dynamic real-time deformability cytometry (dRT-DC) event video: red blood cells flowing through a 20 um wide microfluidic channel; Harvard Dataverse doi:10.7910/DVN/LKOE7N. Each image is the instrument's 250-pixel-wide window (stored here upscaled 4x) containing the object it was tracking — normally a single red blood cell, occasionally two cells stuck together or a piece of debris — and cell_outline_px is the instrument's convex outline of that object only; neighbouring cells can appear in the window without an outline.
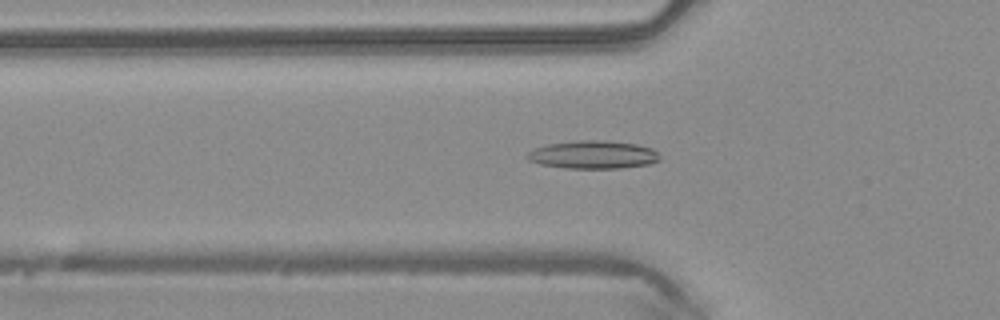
{"species": "common noctule bat (a hibernating species)", "species_latin": "Nyctalus noctula", "temperature_condition": "warm", "stored_images_in_passage": 48, "camera_frame_rate_fps": 3000, "um_per_image_px": 0.085, "animal": {"sex": "male", "body_mass_g": 20.4}, "frame": {"image": 1, "passage_image": 16, "time_ms": 5.0, "image_size_px": [1000, 320], "cell_outline_px": [[660, 160], [648, 164], [620, 168], [564, 168], [540, 164], [528, 160], [528, 152], [536, 148], [548, 144], [576, 140], [604, 140], [636, 144], [652, 148], [660, 156]], "centroid_in_image_um": [50.42, 13.14], "position_along_channel_um": 75.4, "area_um2": 21.56}}
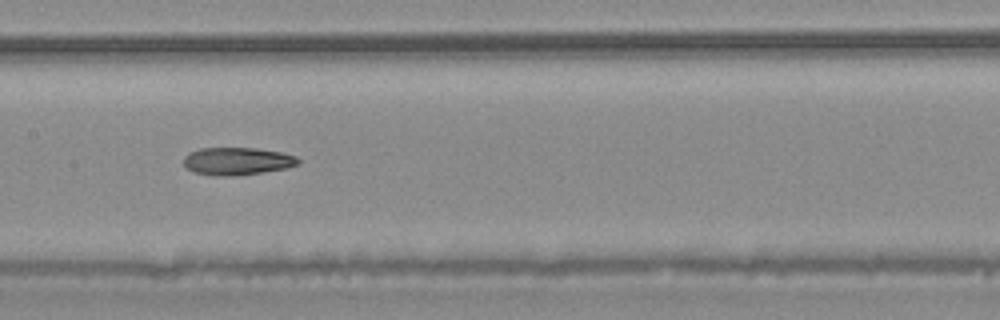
{"frame": {"image": 2, "passage_image": 24, "time_ms": 7.667, "image_size_px": [1000, 320], "cell_outline_px": [[300, 164], [288, 168], [264, 172], [236, 176], [212, 176], [196, 172], [188, 168], [184, 164], [184, 156], [188, 152], [200, 148], [256, 148], [284, 152], [296, 156], [300, 160]], "centroid_in_image_um": [20.2, 13.7], "position_along_channel_um": 187.2, "area_um2": 18.73}}
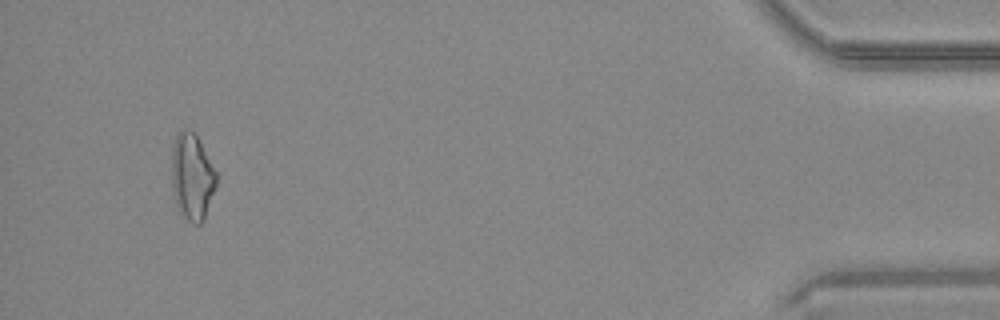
{"frame": {"image": 3, "passage_image": 46, "time_ms": 15.0, "image_size_px": [1000, 320], "cell_outline_px": [[216, 184], [204, 220], [200, 224], [196, 224], [188, 220], [180, 212], [176, 204], [172, 184], [172, 148], [176, 136], [184, 128], [192, 132], [196, 136], [216, 172]], "centroid_in_image_um": [16.31, 15.05], "position_along_channel_um": 418.9, "area_um2": 21.96}, "authors_computed_cell_mechanics": {"area_um2": 19.2763, "velocity_mm_per_s": 4.1545, "shape_relaxation_time_tau1_ms": null, "shape_relaxation_time_tau2_ms": 7.2731, "deformation_change_tau1": null, "deformation_change_tau2": 0.1991}}